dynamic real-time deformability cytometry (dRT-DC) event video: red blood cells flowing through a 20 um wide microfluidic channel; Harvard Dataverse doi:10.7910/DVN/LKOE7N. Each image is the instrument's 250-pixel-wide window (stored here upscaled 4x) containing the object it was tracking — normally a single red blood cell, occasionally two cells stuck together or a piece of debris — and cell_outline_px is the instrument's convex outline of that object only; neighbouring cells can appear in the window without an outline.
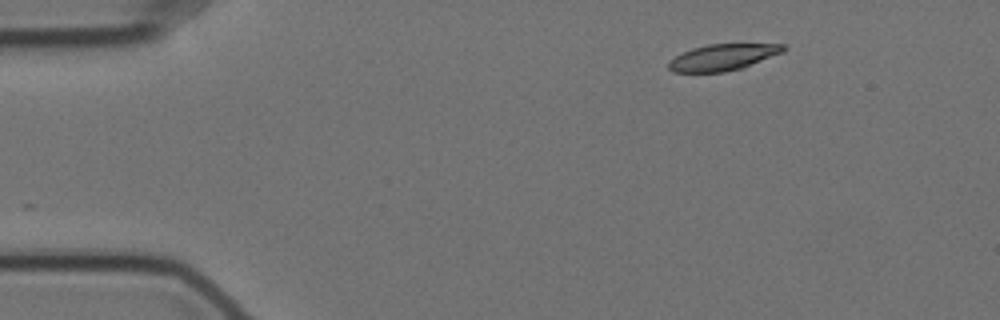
{"species": "Egyptian fruit bat (a non-hibernating species)", "species_latin": "Rousettus aegyptiacus", "temperature_condition": "cold", "stored_images_in_passage": 10, "camera_frame_rate_fps": 3000, "um_per_image_px": 0.085, "animal": {"sex": "female"}, "frame": {"image": 1, "passage_image": 1, "time_ms": 0.0, "image_size_px": [1000, 320], "cell_outline_px": [[788, 48], [784, 52], [744, 68], [724, 72], [672, 72], [668, 68], [668, 60], [692, 48], [708, 44], [784, 44]], "centroid_in_image_um": [61.47, 4.87], "position_along_channel_um": 23.5, "area_um2": 17.8}}
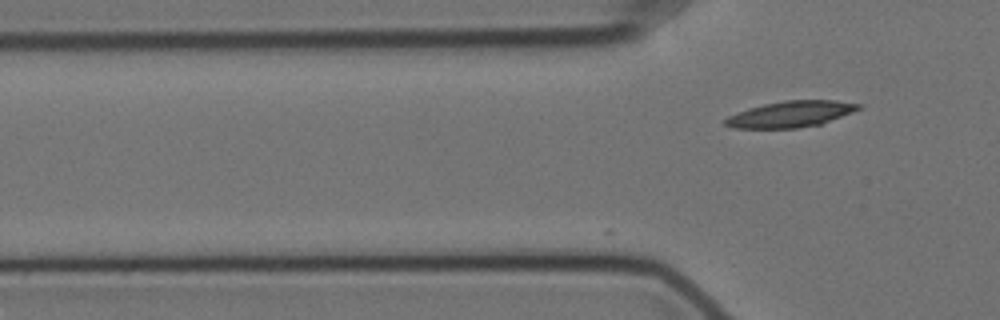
{"frame": {"image": 2, "passage_image": 10, "time_ms": 3.0, "image_size_px": [1000, 320], "cell_outline_px": [[860, 108], [852, 112], [820, 124], [796, 128], [732, 128], [724, 124], [724, 120], [728, 116], [748, 108], [764, 104], [784, 100], [832, 100], [860, 104]], "centroid_in_image_um": [67.16, 9.7], "position_along_channel_um": 58.6, "area_um2": 20.06}}